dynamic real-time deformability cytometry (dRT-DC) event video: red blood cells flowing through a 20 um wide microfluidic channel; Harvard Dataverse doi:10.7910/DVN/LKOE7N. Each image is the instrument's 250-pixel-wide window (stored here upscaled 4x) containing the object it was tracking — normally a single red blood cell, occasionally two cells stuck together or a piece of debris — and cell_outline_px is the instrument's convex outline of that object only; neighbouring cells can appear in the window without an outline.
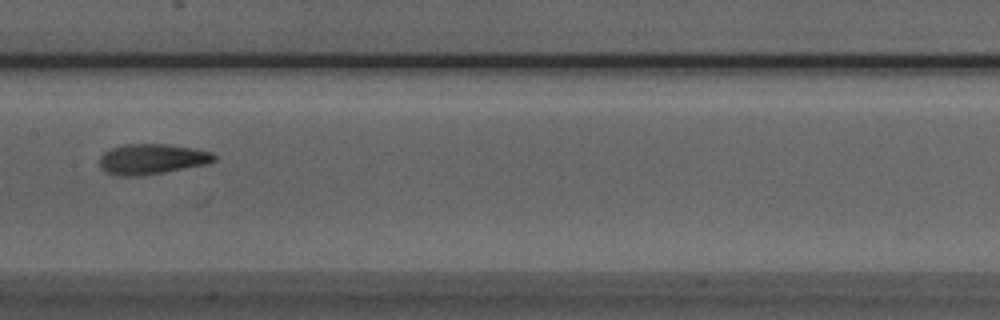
{"species": "Egyptian fruit bat (a non-hibernating species)", "species_latin": "Rousettus aegyptiacus", "temperature_condition": "room temperature", "stored_images_in_passage": 7, "camera_frame_rate_fps": 3000, "um_per_image_px": 0.085, "animal": {"sex": "male"}, "frame": {"image": 1, "passage_image": 7, "time_ms": 2.0, "image_size_px": [1000, 320], "cell_outline_px": [[216, 160], [208, 164], [144, 176], [116, 176], [100, 168], [100, 156], [104, 152], [112, 148], [124, 144], [164, 144], [196, 148], [212, 152], [216, 156]], "centroid_in_image_um": [12.94, 13.53], "position_along_channel_um": 194.5, "area_um2": 20.52}}